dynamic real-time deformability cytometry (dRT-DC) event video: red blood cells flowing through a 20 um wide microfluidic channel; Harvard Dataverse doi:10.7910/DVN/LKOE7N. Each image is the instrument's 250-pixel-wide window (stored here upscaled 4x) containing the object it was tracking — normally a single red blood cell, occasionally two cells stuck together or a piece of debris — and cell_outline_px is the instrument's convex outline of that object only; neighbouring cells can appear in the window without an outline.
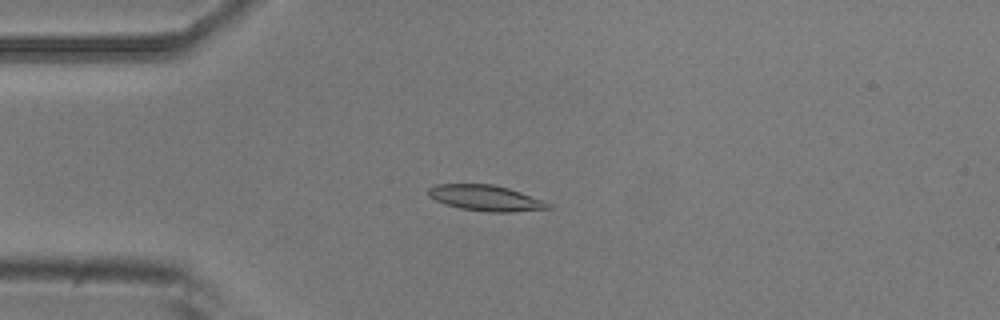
{"species": "common noctule bat (a hibernating species)", "species_latin": "Nyctalus noctula", "temperature_condition": "room temperature", "stored_images_in_passage": 6, "camera_frame_rate_fps": 3000, "um_per_image_px": 0.085, "animal": {"sex": "male", "body_mass_g": 20.5, "forearm_length_mm": 52.5}, "frame": {"image": 1, "passage_image": 4, "time_ms": 1.0, "image_size_px": [1000, 320], "cell_outline_px": [[552, 208], [512, 212], [488, 212], [460, 208], [444, 204], [428, 196], [428, 188], [436, 184], [492, 184], [508, 188], [544, 200], [552, 204]], "centroid_in_image_um": [41.29, 16.83], "position_along_channel_um": 43.7, "area_um2": 18.03}}
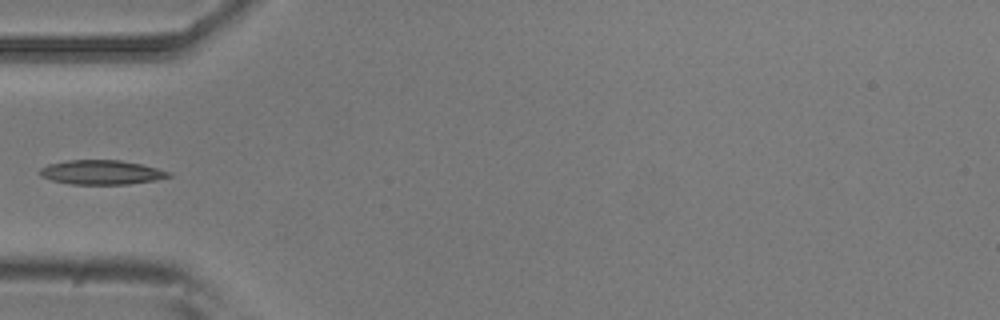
{"frame": {"image": 2, "passage_image": 5, "time_ms": 1.333, "image_size_px": [1000, 320], "cell_outline_px": [[172, 176], [156, 180], [128, 184], [72, 184], [52, 180], [40, 176], [36, 172], [40, 168], [48, 164], [68, 160], [120, 160], [140, 164], [172, 172]], "centroid_in_image_um": [8.6, 14.64], "position_along_channel_um": 76.4, "area_um2": 18.32}}
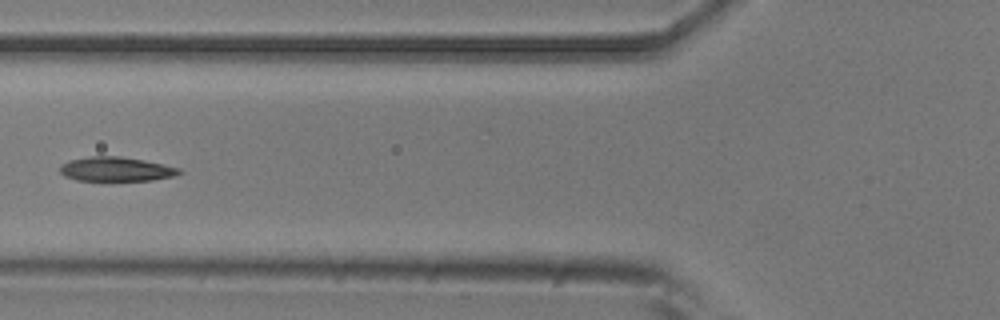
{"frame": {"image": 3, "passage_image": 6, "time_ms": 1.667, "image_size_px": [1000, 320], "cell_outline_px": [[184, 172], [176, 176], [152, 180], [76, 180], [64, 176], [60, 172], [60, 164], [72, 160], [92, 156], [120, 156], [144, 160], [180, 168]], "centroid_in_image_um": [9.9, 14.38], "position_along_channel_um": 115.9, "area_um2": 16.82}}